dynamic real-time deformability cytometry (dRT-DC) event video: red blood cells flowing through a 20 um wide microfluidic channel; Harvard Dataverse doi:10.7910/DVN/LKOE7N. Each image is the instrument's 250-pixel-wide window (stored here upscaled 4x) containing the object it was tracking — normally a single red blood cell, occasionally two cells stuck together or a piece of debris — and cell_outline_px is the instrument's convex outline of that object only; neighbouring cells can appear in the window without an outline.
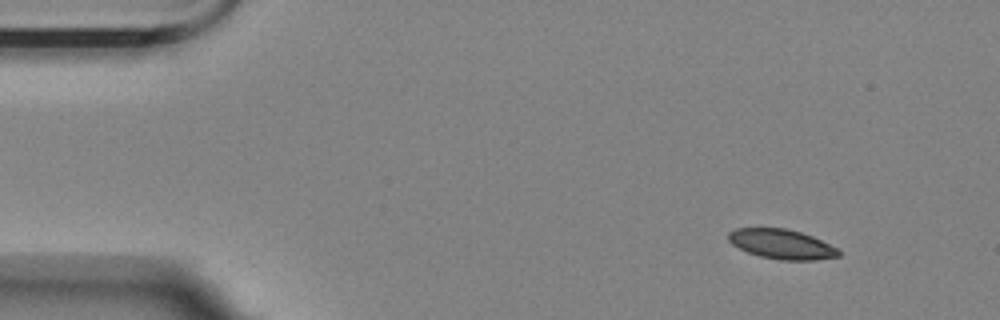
{"species": "Egyptian fruit bat (a non-hibernating species)", "species_latin": "Rousettus aegyptiacus", "temperature_condition": "room temperature", "stored_images_in_passage": 6, "camera_frame_rate_fps": 3000, "um_per_image_px": 0.085, "animal": {"sex": "female"}, "frame": {"image": 1, "passage_image": 2, "time_ms": 1.0, "image_size_px": [1000, 320], "cell_outline_px": [[840, 256], [816, 260], [780, 260], [760, 256], [748, 252], [732, 244], [728, 240], [728, 232], [736, 228], [784, 228], [800, 232], [812, 236], [836, 248], [840, 252]], "centroid_in_image_um": [66.42, 20.75], "position_along_channel_um": 18.6, "area_um2": 18.9}}
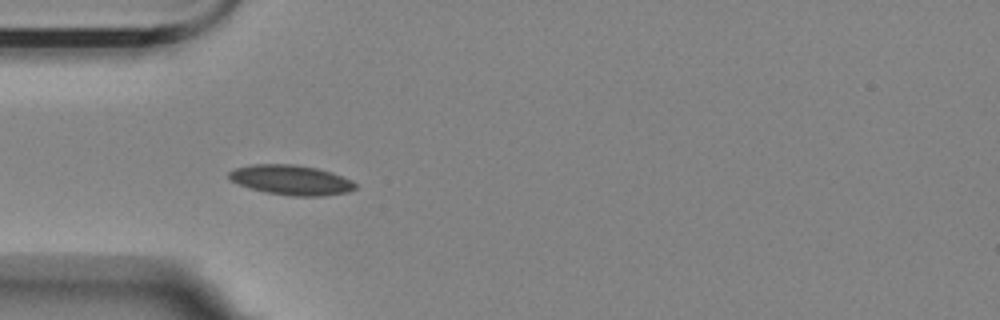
{"frame": {"image": 2, "passage_image": 5, "time_ms": 4.667, "image_size_px": [1000, 320], "cell_outline_px": [[356, 188], [348, 192], [324, 196], [292, 196], [264, 192], [248, 188], [228, 180], [228, 172], [236, 168], [252, 164], [292, 164], [316, 168], [332, 172], [352, 180], [356, 184]], "centroid_in_image_um": [24.72, 15.3], "position_along_channel_um": 60.3, "area_um2": 22.2}}
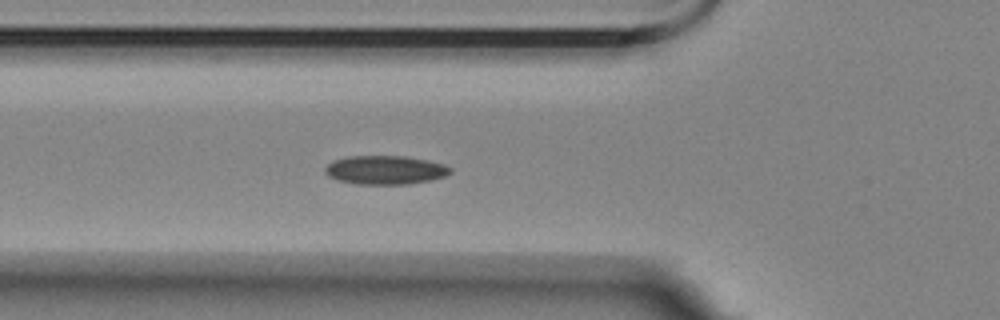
{"frame": {"image": 3, "passage_image": 6, "time_ms": 5.667, "image_size_px": [1000, 320], "cell_outline_px": [[452, 172], [444, 176], [432, 180], [408, 184], [356, 184], [336, 180], [328, 176], [324, 172], [324, 168], [332, 160], [344, 156], [408, 156], [428, 160], [444, 164], [452, 168]], "centroid_in_image_um": [32.72, 14.44], "position_along_channel_um": 93.1, "area_um2": 21.33}}